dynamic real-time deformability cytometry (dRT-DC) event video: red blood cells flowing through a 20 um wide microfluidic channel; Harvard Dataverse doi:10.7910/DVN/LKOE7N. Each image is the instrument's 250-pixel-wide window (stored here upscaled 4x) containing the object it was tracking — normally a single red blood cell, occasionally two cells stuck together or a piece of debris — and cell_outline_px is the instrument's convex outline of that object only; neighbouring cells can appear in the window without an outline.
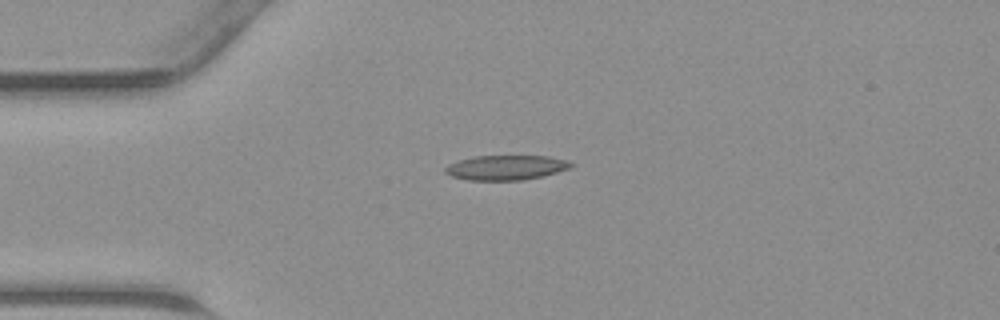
{"species": "common noctule bat (a hibernating species)", "species_latin": "Nyctalus noctula", "temperature_condition": "warm", "stored_images_in_passage": 35, "camera_frame_rate_fps": 3000, "um_per_image_px": 0.085, "animal": {"sex": "male", "body_mass_g": 23.1, "forearm_length_mm": 52.7}, "frame": {"image": 1, "passage_image": 1, "time_ms": 0.0, "image_size_px": [1000, 320], "cell_outline_px": [[572, 168], [544, 176], [524, 180], [468, 180], [452, 176], [444, 172], [444, 168], [448, 164], [472, 156], [548, 156], [564, 160], [572, 164]], "centroid_in_image_um": [43.0, 14.25], "position_along_channel_um": 42.0, "area_um2": 18.15}}
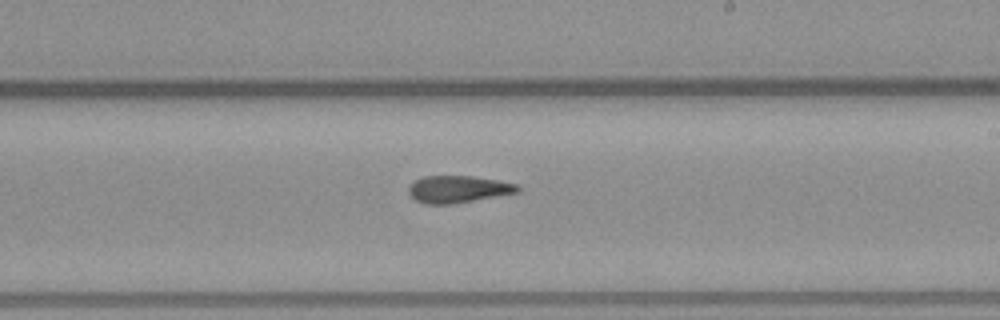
{"frame": {"image": 2, "passage_image": 16, "time_ms": 5.0, "image_size_px": [1000, 320], "cell_outline_px": [[520, 192], [452, 204], [424, 204], [416, 200], [408, 192], [408, 188], [416, 180], [424, 176], [472, 176], [496, 180], [516, 184], [520, 188]], "centroid_in_image_um": [38.94, 16.08], "position_along_channel_um": 250.1, "area_um2": 17.05}}
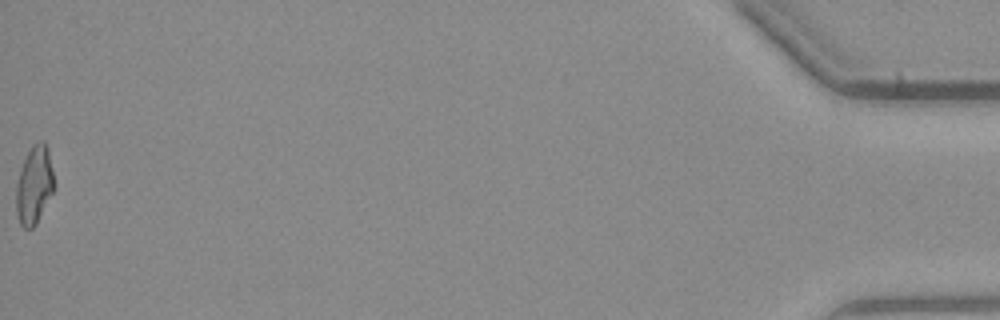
{"frame": {"image": 3, "passage_image": 35, "time_ms": 11.333, "image_size_px": [1000, 320], "cell_outline_px": [[56, 188], [36, 224], [32, 228], [24, 228], [20, 224], [16, 216], [16, 184], [20, 168], [32, 144], [40, 140], [44, 140], [48, 148]], "centroid_in_image_um": [2.92, 15.73], "position_along_channel_um": 432.3, "area_um2": 17.63}}